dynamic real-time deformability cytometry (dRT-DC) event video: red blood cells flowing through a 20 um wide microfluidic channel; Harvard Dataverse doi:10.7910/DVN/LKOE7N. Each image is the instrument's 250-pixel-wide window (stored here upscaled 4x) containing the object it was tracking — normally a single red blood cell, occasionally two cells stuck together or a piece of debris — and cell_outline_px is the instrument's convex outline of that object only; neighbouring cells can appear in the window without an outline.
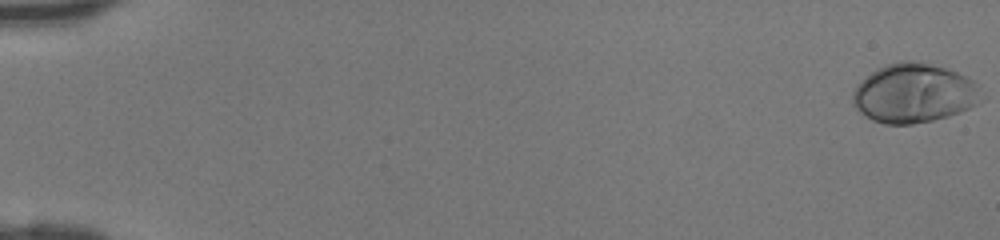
{"species": "human", "species_latin": "Homo sapiens", "temperature_condition": "room temperature", "stored_images_in_passage": 47, "camera_frame_rate_fps": 3000, "um_per_image_px": 0.085, "donor": {"sex": "female"}, "frame": {"image": 1, "passage_image": 1, "time_ms": 0.0, "image_size_px": [1000, 240], "cell_outline_px": [[980, 100], [976, 104], [960, 112], [948, 116], [932, 120], [912, 124], [884, 124], [872, 120], [860, 112], [852, 104], [852, 92], [856, 84], [876, 68], [900, 60], [916, 60], [944, 68], [956, 72], [972, 80], [980, 96]], "centroid_in_image_um": [77.6, 7.92], "position_along_channel_um": 7.4, "area_um2": 44.1}}
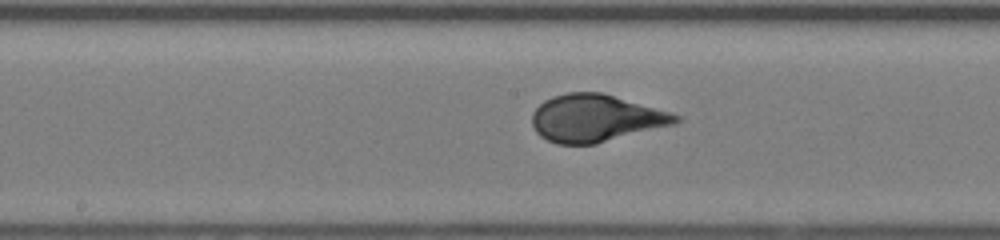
{"frame": {"image": 2, "passage_image": 26, "time_ms": 8.333, "image_size_px": [1000, 240], "cell_outline_px": [[680, 120], [676, 124], [596, 144], [556, 144], [540, 136], [536, 132], [532, 124], [532, 112], [544, 100], [552, 96], [568, 92], [604, 92], [668, 112], [680, 116]], "centroid_in_image_um": [50.61, 10.05], "position_along_channel_um": 197.6, "area_um2": 39.65}}
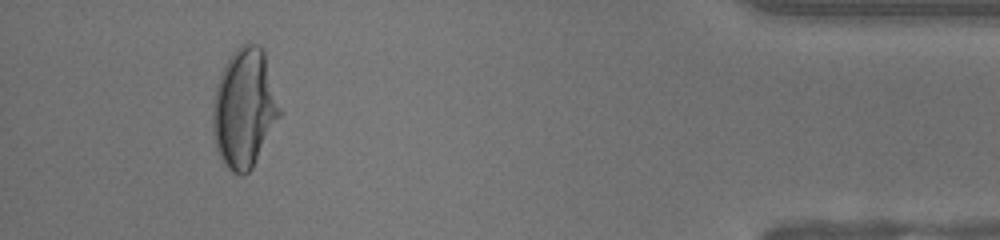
{"frame": {"image": 3, "passage_image": 44, "time_ms": 14.333, "image_size_px": [1000, 240], "cell_outline_px": [[284, 112], [252, 168], [244, 176], [240, 176], [232, 172], [224, 164], [216, 148], [212, 128], [212, 104], [216, 88], [220, 76], [228, 60], [236, 48], [240, 44], [248, 40], [260, 44], [264, 52]], "centroid_in_image_um": [20.81, 9.19], "position_along_channel_um": 414.4, "area_um2": 47.34}}